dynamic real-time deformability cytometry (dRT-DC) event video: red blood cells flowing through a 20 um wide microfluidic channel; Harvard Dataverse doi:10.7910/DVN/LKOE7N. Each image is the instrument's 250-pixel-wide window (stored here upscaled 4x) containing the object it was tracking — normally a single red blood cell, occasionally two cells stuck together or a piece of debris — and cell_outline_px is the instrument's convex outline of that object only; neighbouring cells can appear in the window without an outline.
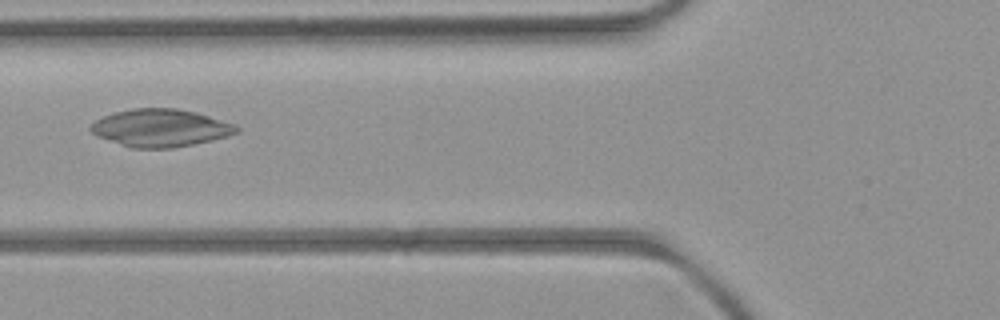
{"species": "common noctule bat (a hibernating species)", "species_latin": "Nyctalus noctula", "temperature_condition": "room temperature", "stored_images_in_passage": 6, "camera_frame_rate_fps": 3000, "um_per_image_px": 0.085, "animal": {"sex": "female", "body_mass_g": 21.9}, "frame": {"image": 1, "passage_image": 6, "time_ms": 5.667, "image_size_px": [1000, 320], "cell_outline_px": [[240, 132], [228, 136], [212, 140], [172, 148], [132, 148], [96, 136], [88, 128], [96, 120], [104, 116], [116, 112], [132, 108], [176, 108], [196, 112], [236, 124], [240, 128]], "centroid_in_image_um": [13.67, 10.87], "position_along_channel_um": 112.1, "area_um2": 31.96}}